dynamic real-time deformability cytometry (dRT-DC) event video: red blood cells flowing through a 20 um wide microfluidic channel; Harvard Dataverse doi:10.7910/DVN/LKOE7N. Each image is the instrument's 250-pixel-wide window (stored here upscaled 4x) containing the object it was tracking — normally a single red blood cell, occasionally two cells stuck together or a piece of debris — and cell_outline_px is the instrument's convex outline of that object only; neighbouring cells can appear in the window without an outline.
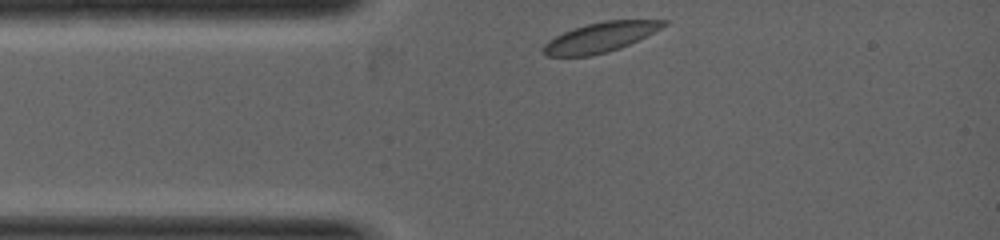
{"species": "common noctule bat (a hibernating species)", "species_latin": "Nyctalus noctula", "temperature_condition": "warm", "stored_images_in_passage": 16, "camera_frame_rate_fps": 5000, "um_per_image_px": 0.085, "animal": {"sex": "female", "body_mass_g": 19.0, "forearm_length_mm": 53.3}, "frame": {"image": 1, "passage_image": 1, "time_ms": 0.0, "image_size_px": [1000, 240], "cell_outline_px": [[668, 24], [620, 48], [608, 52], [588, 56], [548, 56], [544, 52], [544, 44], [548, 40], [572, 28], [604, 20], [668, 20]], "centroid_in_image_um": [51.01, 3.16], "position_along_channel_um": 34.0, "area_um2": 20.46}}
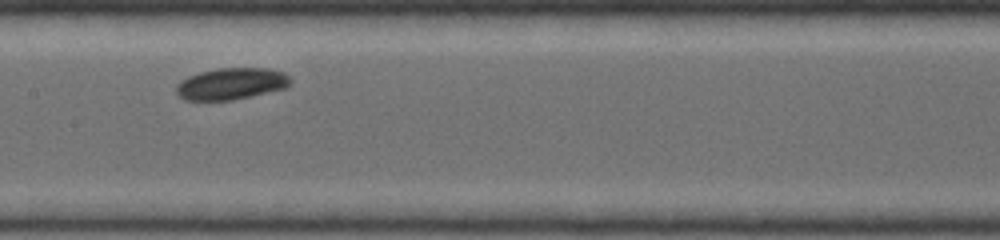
{"frame": {"image": 2, "passage_image": 10, "time_ms": 2.2, "image_size_px": [1000, 240], "cell_outline_px": [[292, 80], [288, 88], [232, 100], [184, 100], [176, 96], [176, 84], [180, 80], [188, 76], [200, 72], [216, 68], [268, 68], [284, 72]], "centroid_in_image_um": [19.65, 7.12], "position_along_channel_um": 187.8, "area_um2": 21.39}}
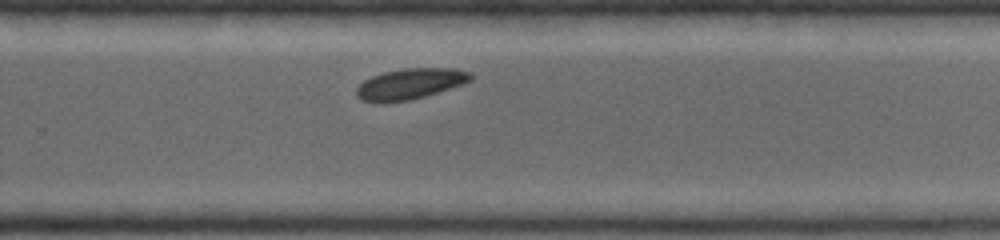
{"frame": {"image": 3, "passage_image": 16, "time_ms": 3.6, "image_size_px": [1000, 240], "cell_outline_px": [[476, 76], [472, 80], [424, 96], [408, 100], [384, 104], [376, 104], [360, 100], [356, 96], [356, 88], [364, 80], [372, 76], [384, 72], [400, 68], [452, 68], [472, 72]], "centroid_in_image_um": [34.81, 7.14], "position_along_channel_um": 295.0, "area_um2": 20.75}}